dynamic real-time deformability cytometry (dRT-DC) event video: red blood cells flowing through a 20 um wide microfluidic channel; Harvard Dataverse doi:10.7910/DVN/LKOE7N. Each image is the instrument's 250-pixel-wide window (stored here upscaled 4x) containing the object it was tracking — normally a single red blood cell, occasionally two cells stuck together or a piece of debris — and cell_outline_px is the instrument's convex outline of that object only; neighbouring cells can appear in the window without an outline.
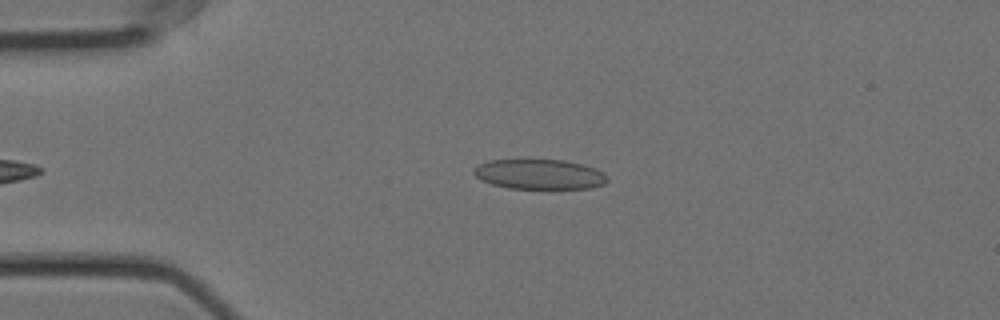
{"species": "Egyptian fruit bat (a non-hibernating species)", "species_latin": "Rousettus aegyptiacus", "temperature_condition": "cold", "stored_images_in_passage": 18, "camera_frame_rate_fps": 3000, "um_per_image_px": 0.085, "animal": {"sex": "female"}, "frame": {"image": 1, "passage_image": 12, "time_ms": 3.667, "image_size_px": [1000, 320], "cell_outline_px": [[608, 180], [604, 184], [588, 188], [508, 188], [492, 184], [480, 180], [472, 172], [472, 168], [488, 160], [564, 160], [596, 168], [604, 172]], "centroid_in_image_um": [45.83, 14.81], "position_along_channel_um": 39.2, "area_um2": 23.24}}
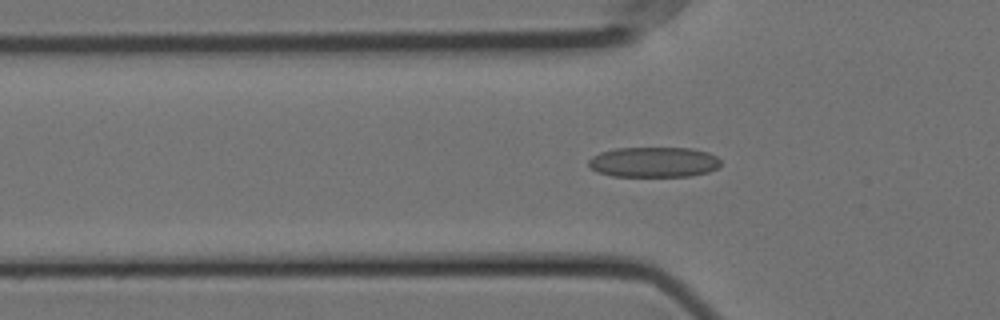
{"frame": {"image": 2, "passage_image": 17, "time_ms": 5.333, "image_size_px": [1000, 320], "cell_outline_px": [[720, 164], [716, 168], [708, 172], [688, 176], [612, 176], [596, 172], [588, 164], [588, 160], [592, 156], [600, 152], [616, 148], [692, 148], [708, 152], [716, 156], [720, 160]], "centroid_in_image_um": [55.55, 13.77], "position_along_channel_um": 70.3, "area_um2": 23.35}}